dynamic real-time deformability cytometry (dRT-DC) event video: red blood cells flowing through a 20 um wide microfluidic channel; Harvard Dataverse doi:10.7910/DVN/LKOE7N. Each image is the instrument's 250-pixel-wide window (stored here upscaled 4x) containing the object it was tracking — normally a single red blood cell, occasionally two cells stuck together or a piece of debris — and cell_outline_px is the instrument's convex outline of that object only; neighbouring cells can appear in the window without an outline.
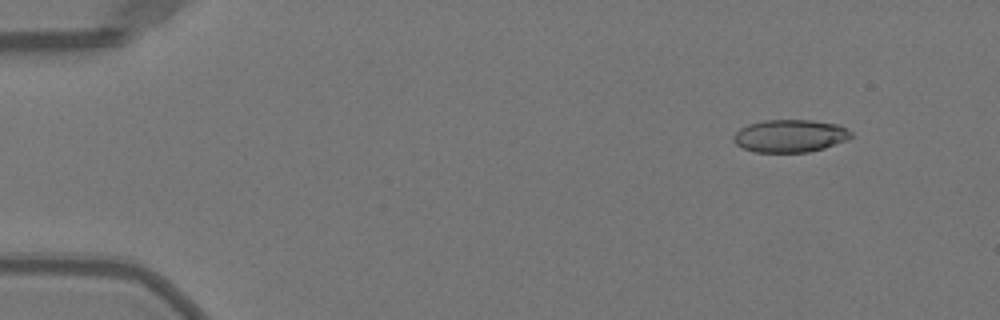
{"species": "Egyptian fruit bat (a non-hibernating species)", "species_latin": "Rousettus aegyptiacus", "temperature_condition": "warm", "stored_images_in_passage": 13, "camera_frame_rate_fps": 3000, "um_per_image_px": 0.085, "animal": {"sex": "female"}, "frame": {"image": 1, "passage_image": 6, "time_ms": 1.667, "image_size_px": [1000, 320], "cell_outline_px": [[852, 136], [848, 140], [824, 148], [808, 152], [756, 152], [744, 148], [736, 144], [732, 140], [732, 136], [740, 128], [748, 124], [764, 120], [812, 120], [840, 124], [852, 132]], "centroid_in_image_um": [67.17, 11.54], "position_along_channel_um": 17.8, "area_um2": 22.54}}